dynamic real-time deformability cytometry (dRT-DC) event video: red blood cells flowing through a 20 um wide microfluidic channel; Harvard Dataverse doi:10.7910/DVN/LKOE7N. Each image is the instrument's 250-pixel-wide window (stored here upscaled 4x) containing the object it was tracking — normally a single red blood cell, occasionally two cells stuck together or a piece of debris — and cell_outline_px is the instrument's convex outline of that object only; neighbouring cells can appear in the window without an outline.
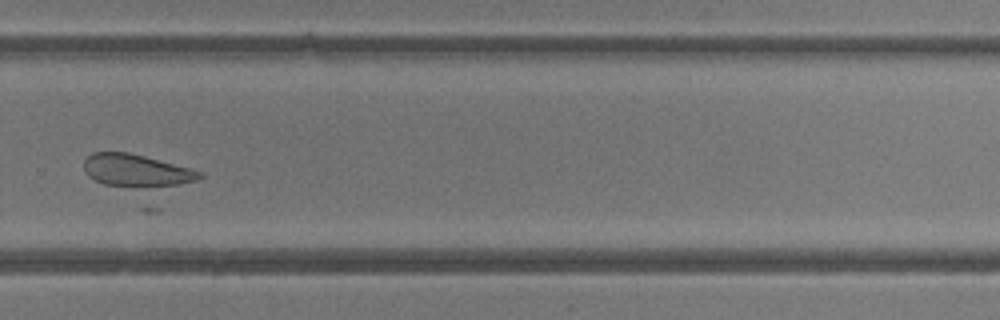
{"species": "common noctule bat (a hibernating species)", "species_latin": "Nyctalus noctula", "temperature_condition": "room temperature", "stored_images_in_passage": 12, "camera_frame_rate_fps": 3000, "um_per_image_px": 0.085, "animal": {"sex": "female"}, "frame": {"image": 1, "passage_image": 11, "time_ms": 3.333, "image_size_px": [1000, 320], "cell_outline_px": [[204, 176], [196, 180], [180, 184], [104, 184], [88, 176], [84, 172], [84, 160], [92, 152], [128, 152], [192, 168], [204, 172]], "centroid_in_image_um": [11.59, 14.43], "position_along_channel_um": 318.2, "area_um2": 20.92}}